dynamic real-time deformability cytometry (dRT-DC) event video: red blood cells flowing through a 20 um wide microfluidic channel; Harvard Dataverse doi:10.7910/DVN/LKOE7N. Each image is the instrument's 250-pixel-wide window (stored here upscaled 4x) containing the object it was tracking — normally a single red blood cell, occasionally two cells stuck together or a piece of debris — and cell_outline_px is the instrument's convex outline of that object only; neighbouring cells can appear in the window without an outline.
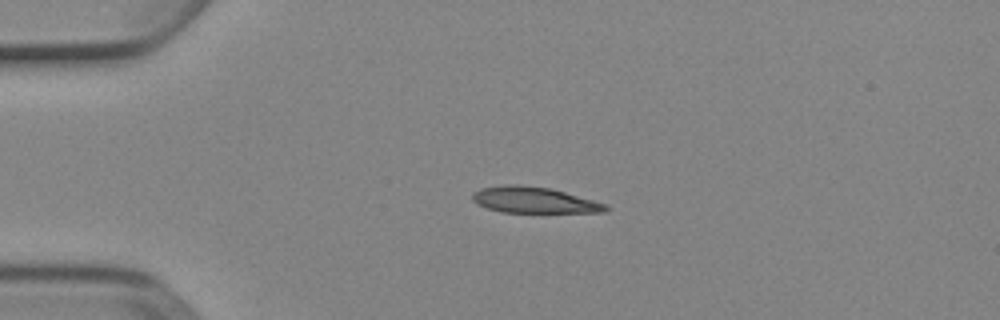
{"species": "Egyptian fruit bat (a non-hibernating species)", "species_latin": "Rousettus aegyptiacus", "temperature_condition": "cold", "stored_images_in_passage": 4, "camera_frame_rate_fps": 3000, "um_per_image_px": 0.085, "animal": {"sex": "female"}, "frame": {"image": 1, "passage_image": 3, "time_ms": 0.667, "image_size_px": [1000, 320], "cell_outline_px": [[612, 208], [604, 212], [500, 212], [488, 208], [472, 200], [472, 192], [480, 188], [504, 184], [520, 184], [552, 188], [608, 204]], "centroid_in_image_um": [45.42, 16.99], "position_along_channel_um": 39.6, "area_um2": 20.46}}